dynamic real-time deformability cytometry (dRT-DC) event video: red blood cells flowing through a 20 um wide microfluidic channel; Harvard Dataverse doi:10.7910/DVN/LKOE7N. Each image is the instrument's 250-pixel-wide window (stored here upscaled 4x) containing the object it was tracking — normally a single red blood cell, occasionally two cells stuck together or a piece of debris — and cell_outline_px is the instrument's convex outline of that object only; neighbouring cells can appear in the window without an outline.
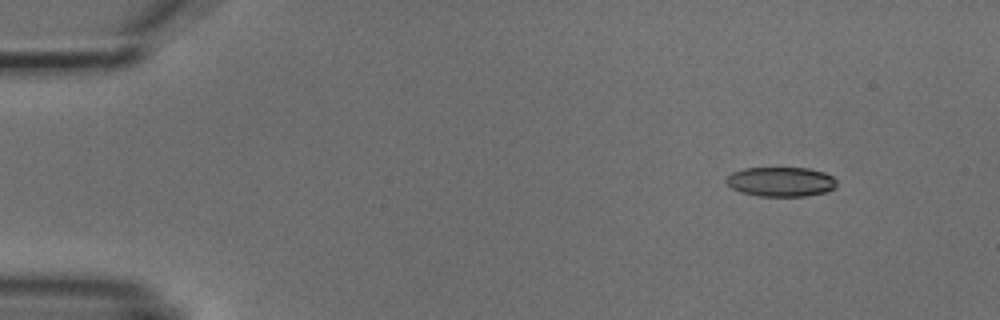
{"species": "common noctule bat (a hibernating species)", "species_latin": "Nyctalus noctula", "temperature_condition": "cold", "stored_images_in_passage": 3, "camera_frame_rate_fps": 3000, "um_per_image_px": 0.085, "animal": {"sex": "male", "body_mass_g": 18.8}, "frame": {"image": 1, "passage_image": 1, "time_ms": 0.0, "image_size_px": [1000, 320], "cell_outline_px": [[836, 184], [832, 188], [824, 192], [804, 196], [760, 196], [740, 192], [732, 188], [724, 180], [732, 172], [744, 168], [808, 168], [824, 172], [832, 176], [836, 180]], "centroid_in_image_um": [66.34, 15.44], "position_along_channel_um": 18.7, "area_um2": 18.9}}